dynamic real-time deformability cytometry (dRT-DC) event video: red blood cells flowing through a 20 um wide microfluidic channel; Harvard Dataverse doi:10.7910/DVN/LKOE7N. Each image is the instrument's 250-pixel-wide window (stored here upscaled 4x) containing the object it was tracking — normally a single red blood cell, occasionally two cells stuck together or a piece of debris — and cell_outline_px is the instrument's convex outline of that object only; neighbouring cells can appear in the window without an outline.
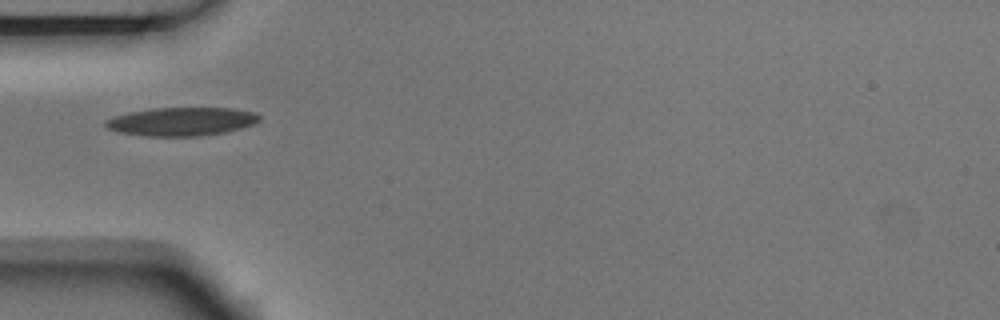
{"species": "Egyptian fruit bat (a non-hibernating species)", "species_latin": "Rousettus aegyptiacus", "temperature_condition": "room temperature", "stored_images_in_passage": 1, "camera_frame_rate_fps": 3000, "um_per_image_px": 0.085, "animal": {"sex": "male"}, "frame": {"image": 1, "passage_image": 1, "time_ms": 0.0, "image_size_px": [1000, 320], "cell_outline_px": [[260, 120], [256, 124], [224, 132], [200, 136], [144, 136], [116, 132], [108, 128], [104, 124], [104, 120], [128, 112], [152, 108], [232, 108], [256, 112], [260, 116]], "centroid_in_image_um": [15.43, 10.33], "position_along_channel_um": 69.6, "area_um2": 25.66}}